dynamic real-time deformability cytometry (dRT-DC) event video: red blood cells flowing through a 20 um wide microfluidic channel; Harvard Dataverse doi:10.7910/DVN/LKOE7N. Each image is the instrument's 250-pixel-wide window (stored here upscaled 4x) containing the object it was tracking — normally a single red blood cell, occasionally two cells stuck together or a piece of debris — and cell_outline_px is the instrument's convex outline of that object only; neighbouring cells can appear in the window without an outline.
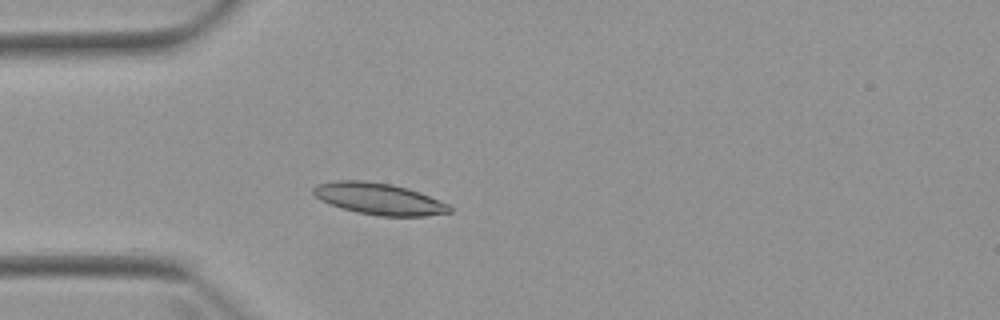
{"species": "Egyptian fruit bat (a non-hibernating species)", "species_latin": "Rousettus aegyptiacus", "temperature_condition": "warm", "stored_images_in_passage": 5, "camera_frame_rate_fps": 3000, "um_per_image_px": 0.085, "animal": {"sex": "female"}, "frame": {"image": 1, "passage_image": 5, "time_ms": 4.667, "image_size_px": [1000, 320], "cell_outline_px": [[452, 212], [424, 216], [376, 216], [356, 212], [340, 208], [320, 200], [312, 192], [312, 188], [316, 184], [336, 180], [364, 180], [392, 184], [408, 188], [420, 192], [440, 200], [448, 204], [452, 208]], "centroid_in_image_um": [32.2, 16.9], "position_along_channel_um": 52.8, "area_um2": 25.37}}